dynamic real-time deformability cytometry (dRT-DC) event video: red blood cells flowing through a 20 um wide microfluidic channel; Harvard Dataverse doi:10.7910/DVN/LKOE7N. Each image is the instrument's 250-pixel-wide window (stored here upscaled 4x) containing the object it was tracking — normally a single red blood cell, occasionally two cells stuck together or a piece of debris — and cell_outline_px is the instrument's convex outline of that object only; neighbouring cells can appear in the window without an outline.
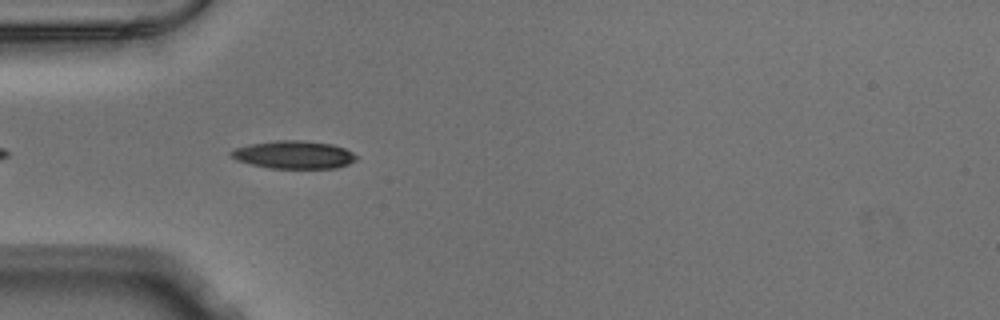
{"species": "Egyptian fruit bat (a non-hibernating species)", "species_latin": "Rousettus aegyptiacus", "temperature_condition": "warm", "stored_images_in_passage": 20, "camera_frame_rate_fps": 3000, "um_per_image_px": 0.085, "animal": {"sex": "male"}, "frame": {"image": 1, "passage_image": 4, "time_ms": 1.0, "image_size_px": [1000, 320], "cell_outline_px": [[356, 160], [348, 164], [336, 168], [268, 168], [236, 160], [228, 152], [236, 148], [248, 144], [276, 140], [304, 140], [332, 144], [344, 148], [352, 152], [356, 156]], "centroid_in_image_um": [24.97, 13.14], "position_along_channel_um": 60.0, "area_um2": 20.35}}
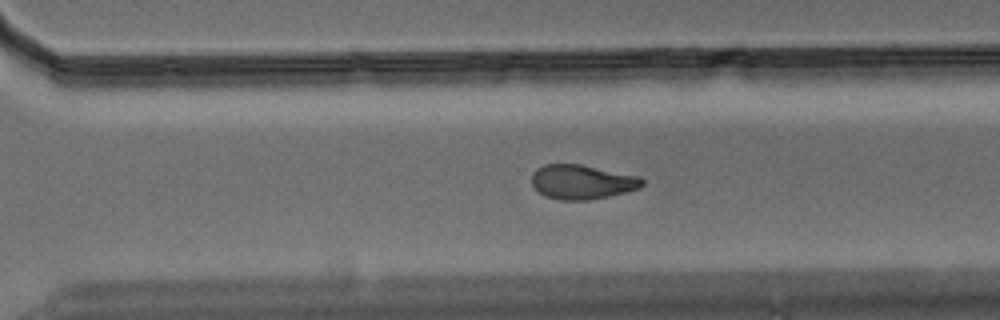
{"frame": {"image": 2, "passage_image": 15, "time_ms": 4.667, "image_size_px": [1000, 320], "cell_outline_px": [[644, 184], [640, 188], [608, 196], [588, 200], [560, 200], [544, 196], [532, 184], [532, 172], [536, 168], [544, 164], [580, 164], [640, 176], [644, 180]], "centroid_in_image_um": [49.47, 15.46], "position_along_channel_um": 321.1, "area_um2": 22.2}}